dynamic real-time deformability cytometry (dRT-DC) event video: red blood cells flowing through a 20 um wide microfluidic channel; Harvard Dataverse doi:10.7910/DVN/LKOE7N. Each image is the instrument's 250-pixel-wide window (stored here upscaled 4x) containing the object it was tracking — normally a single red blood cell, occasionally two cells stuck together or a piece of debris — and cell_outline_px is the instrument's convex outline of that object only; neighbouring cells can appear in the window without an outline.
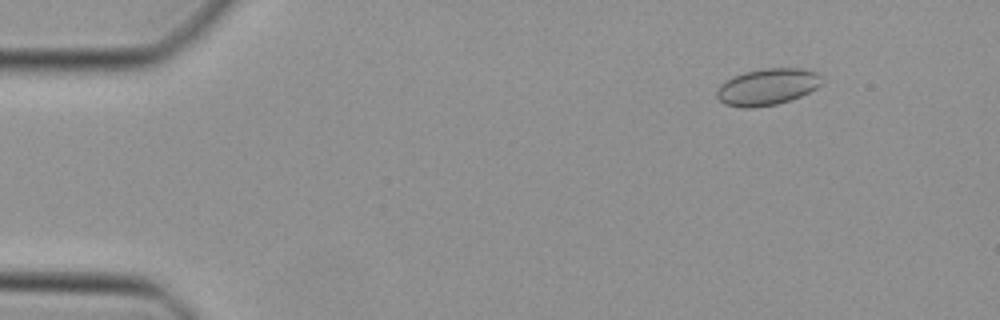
{"species": "Egyptian fruit bat (a non-hibernating species)", "species_latin": "Rousettus aegyptiacus", "temperature_condition": "cold", "stored_images_in_passage": 21, "camera_frame_rate_fps": 3000, "um_per_image_px": 0.085, "animal": {"sex": "female"}, "frame": {"image": 1, "passage_image": 6, "time_ms": 1.667, "image_size_px": [1000, 320], "cell_outline_px": [[820, 84], [816, 88], [800, 96], [776, 104], [752, 108], [744, 108], [724, 104], [716, 96], [716, 92], [720, 84], [732, 76], [744, 72], [764, 68], [800, 68], [816, 72], [820, 76]], "centroid_in_image_um": [65.17, 7.38], "position_along_channel_um": 19.8, "area_um2": 22.25}}
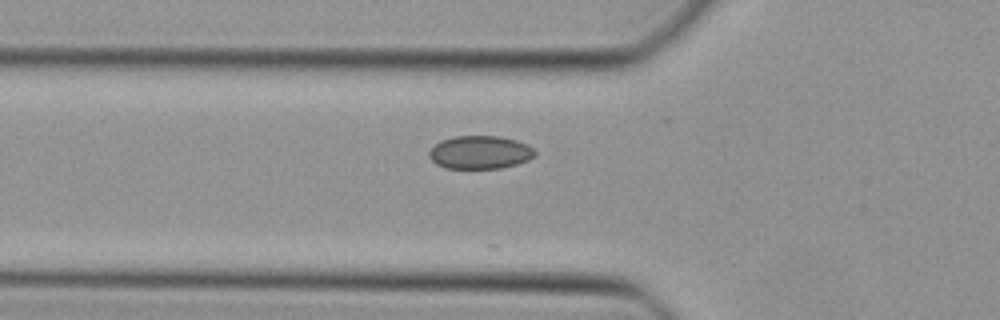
{"frame": {"image": 2, "passage_image": 17, "time_ms": 5.333, "image_size_px": [1000, 320], "cell_outline_px": [[536, 156], [528, 160], [516, 164], [500, 168], [444, 168], [436, 164], [428, 156], [428, 152], [440, 140], [456, 136], [500, 136], [516, 140], [528, 144], [536, 152]], "centroid_in_image_um": [40.8, 12.94], "position_along_channel_um": 85.0, "area_um2": 20.52}}
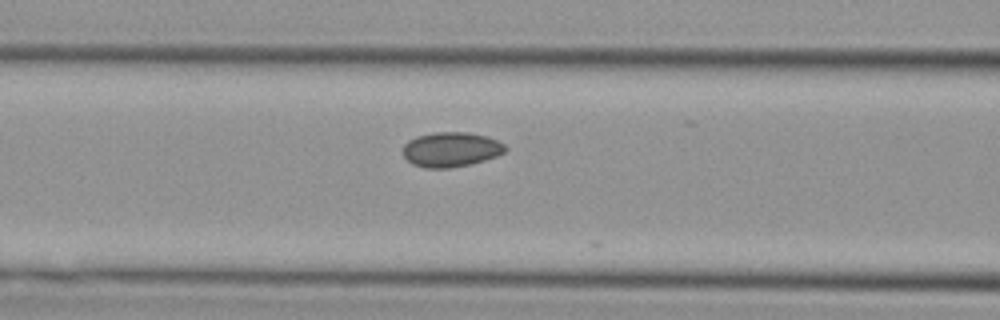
{"frame": {"image": 3, "passage_image": 20, "time_ms": 6.333, "image_size_px": [1000, 320], "cell_outline_px": [[508, 148], [504, 152], [496, 156], [484, 160], [468, 164], [448, 168], [424, 168], [412, 164], [404, 156], [404, 144], [408, 140], [416, 136], [436, 132], [468, 132], [488, 136], [504, 144]], "centroid_in_image_um": [38.33, 12.69], "position_along_channel_um": 128.3, "area_um2": 20.69}}